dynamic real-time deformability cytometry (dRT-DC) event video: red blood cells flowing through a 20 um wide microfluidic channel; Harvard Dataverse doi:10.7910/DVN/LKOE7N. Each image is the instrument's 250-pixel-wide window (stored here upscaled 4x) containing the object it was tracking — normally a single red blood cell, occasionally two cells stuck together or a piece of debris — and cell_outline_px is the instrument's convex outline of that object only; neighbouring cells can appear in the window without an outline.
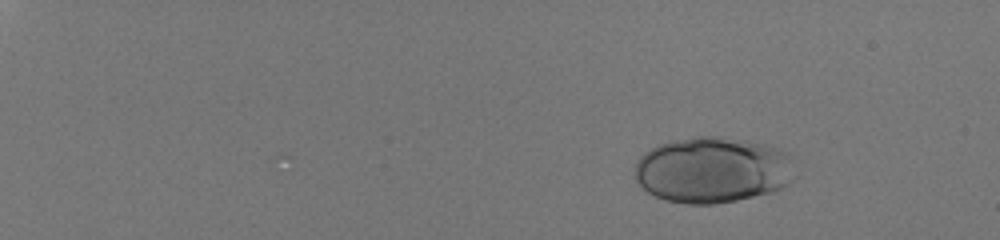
{"species": "human", "species_latin": "Homo sapiens", "temperature_condition": "room temperature", "stored_images_in_passage": 29, "camera_frame_rate_fps": 3000, "um_per_image_px": 0.085, "donor": {"sex": "male"}, "frame": {"image": 1, "passage_image": 10, "time_ms": 3.0, "image_size_px": [1000, 240], "cell_outline_px": [[800, 176], [788, 184], [772, 192], [736, 200], [712, 204], [684, 204], [664, 200], [648, 192], [636, 180], [636, 160], [644, 152], [660, 144], [692, 136], [720, 136], [744, 140], [764, 144], [780, 148], [788, 152]], "centroid_in_image_um": [60.65, 14.44], "position_along_channel_um": 24.4, "area_um2": 62.37}}
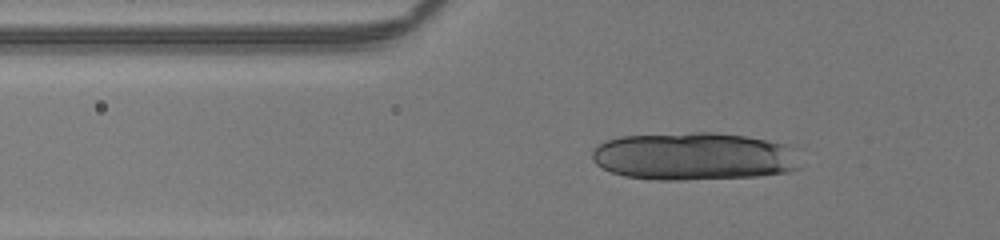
{"frame": {"image": 2, "passage_image": 25, "time_ms": 8.0, "image_size_px": [1000, 240], "cell_outline_px": [[800, 168], [788, 172], [760, 176], [684, 180], [656, 180], [624, 176], [612, 172], [596, 164], [592, 160], [592, 152], [600, 144], [608, 140], [620, 136], [692, 132], [716, 132], [744, 136], [768, 140], [788, 144], [796, 148]], "centroid_in_image_um": [59.04, 13.29], "position_along_channel_um": 66.8, "area_um2": 58.55}}